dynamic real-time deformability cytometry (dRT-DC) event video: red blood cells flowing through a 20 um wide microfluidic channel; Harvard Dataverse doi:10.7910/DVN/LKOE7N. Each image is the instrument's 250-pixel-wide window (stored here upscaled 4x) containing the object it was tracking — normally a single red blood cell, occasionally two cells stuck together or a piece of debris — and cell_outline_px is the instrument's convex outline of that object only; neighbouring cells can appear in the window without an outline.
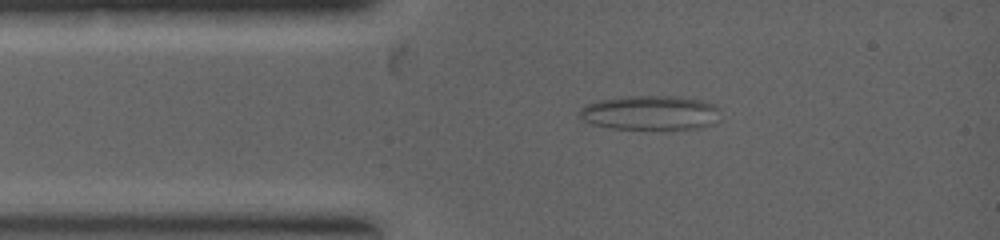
{"species": "common noctule bat (a hibernating species)", "species_latin": "Nyctalus noctula", "temperature_condition": "warm", "stored_images_in_passage": 11, "camera_frame_rate_fps": 5000, "um_per_image_px": 0.085, "animal": {"sex": "female", "body_mass_g": 19.0, "forearm_length_mm": 53.3}, "frame": {"image": 1, "passage_image": 5, "time_ms": 1.0, "image_size_px": [1000, 240], "cell_outline_px": [[720, 120], [716, 124], [700, 128], [668, 132], [612, 128], [592, 124], [584, 120], [580, 116], [580, 108], [584, 104], [600, 100], [620, 96], [680, 96], [700, 100], [716, 104]], "centroid_in_image_um": [55.34, 9.63], "position_along_channel_um": 29.7, "area_um2": 29.59}}
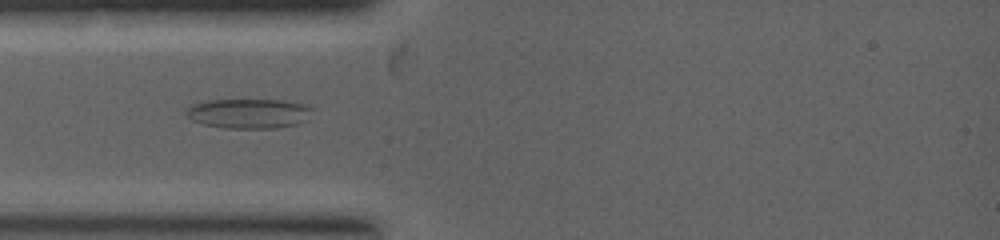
{"frame": {"image": 2, "passage_image": 9, "time_ms": 1.8, "image_size_px": [1000, 240], "cell_outline_px": [[312, 108], [308, 120], [296, 124], [276, 128], [224, 128], [204, 124], [192, 120], [184, 112], [184, 108], [192, 104], [208, 100], [284, 100], [300, 104]], "centroid_in_image_um": [21.1, 9.65], "position_along_channel_um": 63.9, "area_um2": 21.85}}